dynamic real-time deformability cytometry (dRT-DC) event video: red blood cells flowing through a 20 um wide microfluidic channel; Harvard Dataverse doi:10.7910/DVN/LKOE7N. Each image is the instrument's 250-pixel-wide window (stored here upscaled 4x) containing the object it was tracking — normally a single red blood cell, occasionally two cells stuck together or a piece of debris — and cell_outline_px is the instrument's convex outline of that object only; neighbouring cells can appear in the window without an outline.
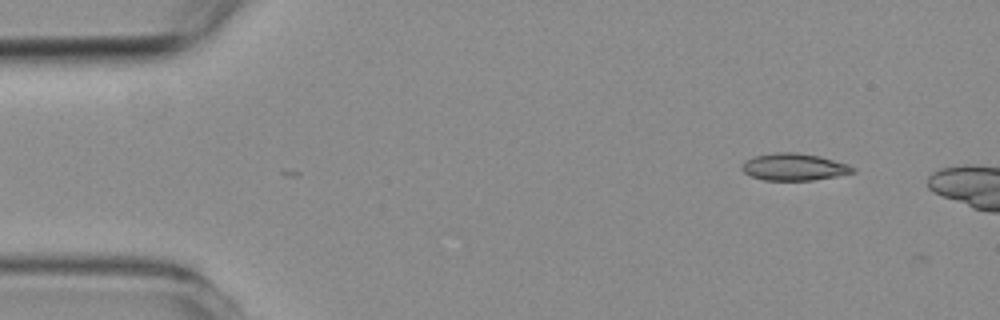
{"species": "common noctule bat (a hibernating species)", "species_latin": "Nyctalus noctula", "temperature_condition": "room temperature", "stored_images_in_passage": 2, "camera_frame_rate_fps": 3000, "um_per_image_px": 0.085, "animal": {"sex": "female", "body_mass_g": 19.3, "forearm_length_mm": 54.1}, "frame": {"image": 1, "passage_image": 1, "time_ms": 0.0, "image_size_px": [1000, 320], "cell_outline_px": [[856, 172], [836, 176], [812, 180], [764, 180], [752, 176], [744, 172], [740, 168], [740, 164], [752, 156], [772, 152], [796, 152], [820, 156], [848, 164], [856, 168]], "centroid_in_image_um": [67.47, 14.18], "position_along_channel_um": 17.5, "area_um2": 17.69}}